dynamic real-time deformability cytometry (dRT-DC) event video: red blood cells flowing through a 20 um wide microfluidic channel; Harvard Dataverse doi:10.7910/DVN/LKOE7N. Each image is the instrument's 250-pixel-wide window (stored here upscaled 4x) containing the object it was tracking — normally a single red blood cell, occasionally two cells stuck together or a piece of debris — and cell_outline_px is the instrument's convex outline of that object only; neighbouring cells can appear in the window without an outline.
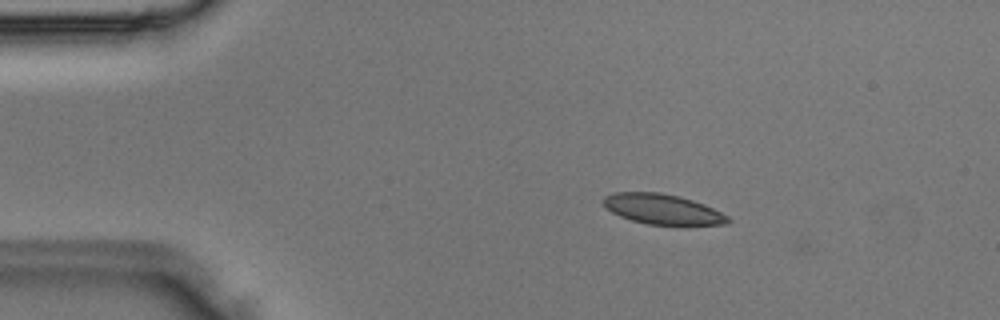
{"species": "Egyptian fruit bat (a non-hibernating species)", "species_latin": "Rousettus aegyptiacus", "temperature_condition": "room temperature", "stored_images_in_passage": 2, "camera_frame_rate_fps": 3000, "um_per_image_px": 0.085, "animal": {"sex": "male"}, "frame": {"image": 1, "passage_image": 1, "time_ms": 0.0, "image_size_px": [1000, 320], "cell_outline_px": [[732, 220], [728, 224], [684, 228], [648, 224], [632, 220], [620, 216], [612, 212], [604, 204], [604, 196], [616, 192], [660, 192], [680, 196], [704, 204], [728, 216]], "centroid_in_image_um": [56.43, 17.84], "position_along_channel_um": 28.6, "area_um2": 22.72}}